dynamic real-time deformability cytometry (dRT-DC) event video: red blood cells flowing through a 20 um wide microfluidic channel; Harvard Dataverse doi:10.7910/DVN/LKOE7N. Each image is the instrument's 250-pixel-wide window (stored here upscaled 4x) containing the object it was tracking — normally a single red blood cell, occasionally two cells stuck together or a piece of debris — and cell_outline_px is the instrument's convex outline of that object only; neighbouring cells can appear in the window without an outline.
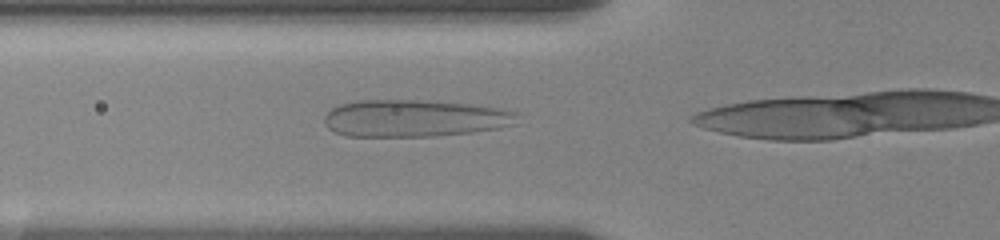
{"species": "human", "species_latin": "Homo sapiens", "temperature_condition": "room temperature", "stored_images_in_passage": 7, "camera_frame_rate_fps": 3000, "um_per_image_px": 0.085, "donor": {"sex": "female"}, "frame": {"image": 1, "passage_image": 3, "time_ms": 0.667, "image_size_px": [1000, 240], "cell_outline_px": [[516, 124], [500, 128], [472, 132], [436, 136], [348, 136], [336, 132], [328, 128], [324, 124], [324, 116], [332, 108], [340, 104], [360, 100], [416, 100], [468, 104], [500, 108], [516, 112]], "centroid_in_image_um": [35.22, 10.06], "position_along_channel_um": 90.6, "area_um2": 41.62}}
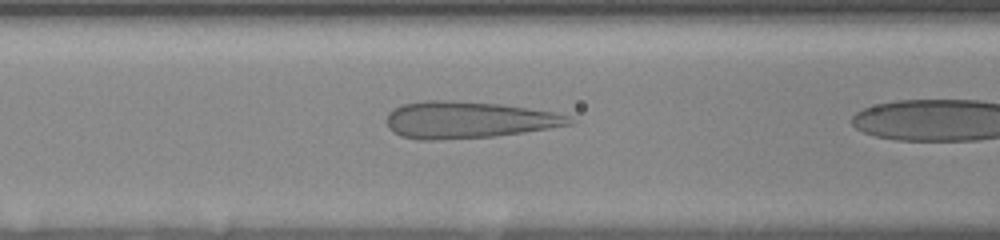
{"frame": {"image": 2, "passage_image": 6, "time_ms": 1.667, "image_size_px": [1000, 240], "cell_outline_px": [[576, 120], [572, 124], [524, 132], [496, 136], [436, 140], [420, 140], [400, 136], [392, 132], [388, 128], [388, 112], [392, 108], [404, 104], [424, 100], [448, 100], [500, 104], [552, 112], [568, 116]], "centroid_in_image_um": [39.75, 10.19], "position_along_channel_um": 126.8, "area_um2": 39.13}}